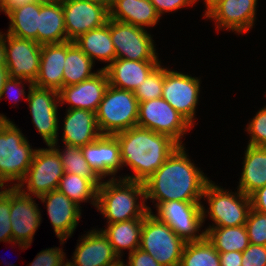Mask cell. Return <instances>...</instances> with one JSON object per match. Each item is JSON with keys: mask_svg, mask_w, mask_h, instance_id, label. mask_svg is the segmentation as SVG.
<instances>
[{"mask_svg": "<svg viewBox=\"0 0 266 266\" xmlns=\"http://www.w3.org/2000/svg\"><path fill=\"white\" fill-rule=\"evenodd\" d=\"M164 83V67L159 63L146 77L134 92L138 102H146L156 98H162Z\"/></svg>", "mask_w": 266, "mask_h": 266, "instance_id": "36", "label": "cell"}, {"mask_svg": "<svg viewBox=\"0 0 266 266\" xmlns=\"http://www.w3.org/2000/svg\"><path fill=\"white\" fill-rule=\"evenodd\" d=\"M29 1L33 0H0V11H4L5 13L8 9L25 4Z\"/></svg>", "mask_w": 266, "mask_h": 266, "instance_id": "47", "label": "cell"}, {"mask_svg": "<svg viewBox=\"0 0 266 266\" xmlns=\"http://www.w3.org/2000/svg\"><path fill=\"white\" fill-rule=\"evenodd\" d=\"M64 258L62 248H48L38 253L29 266H61L65 261Z\"/></svg>", "mask_w": 266, "mask_h": 266, "instance_id": "40", "label": "cell"}, {"mask_svg": "<svg viewBox=\"0 0 266 266\" xmlns=\"http://www.w3.org/2000/svg\"><path fill=\"white\" fill-rule=\"evenodd\" d=\"M75 249L72 264L74 266H119L123 260L115 253L108 238L100 230H91L80 238Z\"/></svg>", "mask_w": 266, "mask_h": 266, "instance_id": "19", "label": "cell"}, {"mask_svg": "<svg viewBox=\"0 0 266 266\" xmlns=\"http://www.w3.org/2000/svg\"><path fill=\"white\" fill-rule=\"evenodd\" d=\"M0 119L9 120V119H7L6 116H4V115H2V114H0Z\"/></svg>", "mask_w": 266, "mask_h": 266, "instance_id": "54", "label": "cell"}, {"mask_svg": "<svg viewBox=\"0 0 266 266\" xmlns=\"http://www.w3.org/2000/svg\"><path fill=\"white\" fill-rule=\"evenodd\" d=\"M200 79L164 68L162 98L194 126Z\"/></svg>", "mask_w": 266, "mask_h": 266, "instance_id": "15", "label": "cell"}, {"mask_svg": "<svg viewBox=\"0 0 266 266\" xmlns=\"http://www.w3.org/2000/svg\"><path fill=\"white\" fill-rule=\"evenodd\" d=\"M0 67H6L4 42L1 37H0Z\"/></svg>", "mask_w": 266, "mask_h": 266, "instance_id": "50", "label": "cell"}, {"mask_svg": "<svg viewBox=\"0 0 266 266\" xmlns=\"http://www.w3.org/2000/svg\"><path fill=\"white\" fill-rule=\"evenodd\" d=\"M245 228L250 244L266 246V214L251 209Z\"/></svg>", "mask_w": 266, "mask_h": 266, "instance_id": "37", "label": "cell"}, {"mask_svg": "<svg viewBox=\"0 0 266 266\" xmlns=\"http://www.w3.org/2000/svg\"><path fill=\"white\" fill-rule=\"evenodd\" d=\"M97 189L89 179L66 172L58 185V190L79 207L81 202H87L89 199L91 204L96 207Z\"/></svg>", "mask_w": 266, "mask_h": 266, "instance_id": "33", "label": "cell"}, {"mask_svg": "<svg viewBox=\"0 0 266 266\" xmlns=\"http://www.w3.org/2000/svg\"><path fill=\"white\" fill-rule=\"evenodd\" d=\"M12 121L0 119V188L6 182L18 186L25 178L36 149Z\"/></svg>", "mask_w": 266, "mask_h": 266, "instance_id": "4", "label": "cell"}, {"mask_svg": "<svg viewBox=\"0 0 266 266\" xmlns=\"http://www.w3.org/2000/svg\"><path fill=\"white\" fill-rule=\"evenodd\" d=\"M62 142L83 147L100 135L96 113L87 109H68L63 126Z\"/></svg>", "mask_w": 266, "mask_h": 266, "instance_id": "23", "label": "cell"}, {"mask_svg": "<svg viewBox=\"0 0 266 266\" xmlns=\"http://www.w3.org/2000/svg\"><path fill=\"white\" fill-rule=\"evenodd\" d=\"M9 78V74L6 67H0V98H1V92L3 89V85L5 84V81Z\"/></svg>", "mask_w": 266, "mask_h": 266, "instance_id": "48", "label": "cell"}, {"mask_svg": "<svg viewBox=\"0 0 266 266\" xmlns=\"http://www.w3.org/2000/svg\"><path fill=\"white\" fill-rule=\"evenodd\" d=\"M109 86L104 69L78 84L64 86L59 91V102L70 104L69 109H87L97 112L100 102Z\"/></svg>", "mask_w": 266, "mask_h": 266, "instance_id": "18", "label": "cell"}, {"mask_svg": "<svg viewBox=\"0 0 266 266\" xmlns=\"http://www.w3.org/2000/svg\"><path fill=\"white\" fill-rule=\"evenodd\" d=\"M0 190V242L12 243L10 221L11 195L1 187ZM4 189V190H3Z\"/></svg>", "mask_w": 266, "mask_h": 266, "instance_id": "39", "label": "cell"}, {"mask_svg": "<svg viewBox=\"0 0 266 266\" xmlns=\"http://www.w3.org/2000/svg\"><path fill=\"white\" fill-rule=\"evenodd\" d=\"M5 190L11 195L10 221L12 242L22 249H27L41 222L40 209L32 195L24 193L18 186L12 185Z\"/></svg>", "mask_w": 266, "mask_h": 266, "instance_id": "13", "label": "cell"}, {"mask_svg": "<svg viewBox=\"0 0 266 266\" xmlns=\"http://www.w3.org/2000/svg\"><path fill=\"white\" fill-rule=\"evenodd\" d=\"M211 180L205 187L203 198L209 204V218L215 225L209 227H235L245 225L252 209L250 196L239 189L236 193L229 192L212 183ZM237 195V196H236Z\"/></svg>", "mask_w": 266, "mask_h": 266, "instance_id": "7", "label": "cell"}, {"mask_svg": "<svg viewBox=\"0 0 266 266\" xmlns=\"http://www.w3.org/2000/svg\"><path fill=\"white\" fill-rule=\"evenodd\" d=\"M57 144L56 142L50 146L58 153L65 172L87 178L98 188L102 180L86 162L81 147L65 144L64 151L60 152L61 149L56 146Z\"/></svg>", "mask_w": 266, "mask_h": 266, "instance_id": "34", "label": "cell"}, {"mask_svg": "<svg viewBox=\"0 0 266 266\" xmlns=\"http://www.w3.org/2000/svg\"><path fill=\"white\" fill-rule=\"evenodd\" d=\"M128 256V264L122 262L123 266H162L154 257L140 248L136 249Z\"/></svg>", "mask_w": 266, "mask_h": 266, "instance_id": "43", "label": "cell"}, {"mask_svg": "<svg viewBox=\"0 0 266 266\" xmlns=\"http://www.w3.org/2000/svg\"><path fill=\"white\" fill-rule=\"evenodd\" d=\"M243 161L238 189L250 196L266 185V147L247 145Z\"/></svg>", "mask_w": 266, "mask_h": 266, "instance_id": "28", "label": "cell"}, {"mask_svg": "<svg viewBox=\"0 0 266 266\" xmlns=\"http://www.w3.org/2000/svg\"><path fill=\"white\" fill-rule=\"evenodd\" d=\"M137 126L170 136L179 145L191 124L163 98L139 102Z\"/></svg>", "mask_w": 266, "mask_h": 266, "instance_id": "9", "label": "cell"}, {"mask_svg": "<svg viewBox=\"0 0 266 266\" xmlns=\"http://www.w3.org/2000/svg\"><path fill=\"white\" fill-rule=\"evenodd\" d=\"M23 79H16V78H8L5 81V84L3 85V89L1 92V98L3 97V95L7 94L8 97H11V93H13V91L15 92V95L12 97L14 99L15 102H17L19 100V98L17 96H23L26 97V93H25V89L23 88L24 86H22V81ZM22 87V88H17V87ZM17 88V90H16ZM11 92V93H10ZM17 94V95H16Z\"/></svg>", "mask_w": 266, "mask_h": 266, "instance_id": "44", "label": "cell"}, {"mask_svg": "<svg viewBox=\"0 0 266 266\" xmlns=\"http://www.w3.org/2000/svg\"><path fill=\"white\" fill-rule=\"evenodd\" d=\"M251 207L257 212L266 214V185L250 195Z\"/></svg>", "mask_w": 266, "mask_h": 266, "instance_id": "45", "label": "cell"}, {"mask_svg": "<svg viewBox=\"0 0 266 266\" xmlns=\"http://www.w3.org/2000/svg\"><path fill=\"white\" fill-rule=\"evenodd\" d=\"M94 63V59L108 64L116 59V52L110 35V18L107 23L82 34L73 41Z\"/></svg>", "mask_w": 266, "mask_h": 266, "instance_id": "27", "label": "cell"}, {"mask_svg": "<svg viewBox=\"0 0 266 266\" xmlns=\"http://www.w3.org/2000/svg\"><path fill=\"white\" fill-rule=\"evenodd\" d=\"M61 266H74V265L69 260V261L64 262Z\"/></svg>", "mask_w": 266, "mask_h": 266, "instance_id": "52", "label": "cell"}, {"mask_svg": "<svg viewBox=\"0 0 266 266\" xmlns=\"http://www.w3.org/2000/svg\"><path fill=\"white\" fill-rule=\"evenodd\" d=\"M42 203H46L47 212L60 244H64L78 225L81 210L72 200L58 189L50 191L40 197Z\"/></svg>", "mask_w": 266, "mask_h": 266, "instance_id": "21", "label": "cell"}, {"mask_svg": "<svg viewBox=\"0 0 266 266\" xmlns=\"http://www.w3.org/2000/svg\"><path fill=\"white\" fill-rule=\"evenodd\" d=\"M109 18L137 27H152L160 15L150 0H113Z\"/></svg>", "mask_w": 266, "mask_h": 266, "instance_id": "26", "label": "cell"}, {"mask_svg": "<svg viewBox=\"0 0 266 266\" xmlns=\"http://www.w3.org/2000/svg\"><path fill=\"white\" fill-rule=\"evenodd\" d=\"M179 266H221L219 252L206 237L186 242Z\"/></svg>", "mask_w": 266, "mask_h": 266, "instance_id": "35", "label": "cell"}, {"mask_svg": "<svg viewBox=\"0 0 266 266\" xmlns=\"http://www.w3.org/2000/svg\"><path fill=\"white\" fill-rule=\"evenodd\" d=\"M68 41L103 26L109 19V11L85 0H61Z\"/></svg>", "mask_w": 266, "mask_h": 266, "instance_id": "17", "label": "cell"}, {"mask_svg": "<svg viewBox=\"0 0 266 266\" xmlns=\"http://www.w3.org/2000/svg\"><path fill=\"white\" fill-rule=\"evenodd\" d=\"M40 13V0L8 9L5 14L10 19L8 34L37 42V28Z\"/></svg>", "mask_w": 266, "mask_h": 266, "instance_id": "29", "label": "cell"}, {"mask_svg": "<svg viewBox=\"0 0 266 266\" xmlns=\"http://www.w3.org/2000/svg\"><path fill=\"white\" fill-rule=\"evenodd\" d=\"M207 176L189 159L184 145H179L148 179L144 181L145 199L201 203Z\"/></svg>", "mask_w": 266, "mask_h": 266, "instance_id": "1", "label": "cell"}, {"mask_svg": "<svg viewBox=\"0 0 266 266\" xmlns=\"http://www.w3.org/2000/svg\"><path fill=\"white\" fill-rule=\"evenodd\" d=\"M48 147L36 149L27 174L18 185L24 193L33 194L36 198L58 189L60 179L65 174L58 153L50 145ZM24 185L29 193L24 190Z\"/></svg>", "mask_w": 266, "mask_h": 266, "instance_id": "10", "label": "cell"}, {"mask_svg": "<svg viewBox=\"0 0 266 266\" xmlns=\"http://www.w3.org/2000/svg\"><path fill=\"white\" fill-rule=\"evenodd\" d=\"M110 35L116 58L134 61H159L154 40L146 29L110 19Z\"/></svg>", "mask_w": 266, "mask_h": 266, "instance_id": "12", "label": "cell"}, {"mask_svg": "<svg viewBox=\"0 0 266 266\" xmlns=\"http://www.w3.org/2000/svg\"><path fill=\"white\" fill-rule=\"evenodd\" d=\"M186 242L153 212L143 218L140 249L162 266H179Z\"/></svg>", "mask_w": 266, "mask_h": 266, "instance_id": "6", "label": "cell"}, {"mask_svg": "<svg viewBox=\"0 0 266 266\" xmlns=\"http://www.w3.org/2000/svg\"><path fill=\"white\" fill-rule=\"evenodd\" d=\"M143 218H134L128 221L108 223L103 234L108 238L119 258L122 251L129 250V254L140 248Z\"/></svg>", "mask_w": 266, "mask_h": 266, "instance_id": "30", "label": "cell"}, {"mask_svg": "<svg viewBox=\"0 0 266 266\" xmlns=\"http://www.w3.org/2000/svg\"><path fill=\"white\" fill-rule=\"evenodd\" d=\"M65 59L66 41L42 45L39 74L33 85L59 91L63 87Z\"/></svg>", "mask_w": 266, "mask_h": 266, "instance_id": "24", "label": "cell"}, {"mask_svg": "<svg viewBox=\"0 0 266 266\" xmlns=\"http://www.w3.org/2000/svg\"><path fill=\"white\" fill-rule=\"evenodd\" d=\"M29 103L32 121L47 146L58 142L59 94L54 89L29 85L26 99Z\"/></svg>", "mask_w": 266, "mask_h": 266, "instance_id": "14", "label": "cell"}, {"mask_svg": "<svg viewBox=\"0 0 266 266\" xmlns=\"http://www.w3.org/2000/svg\"><path fill=\"white\" fill-rule=\"evenodd\" d=\"M156 208L157 215H153L166 223L185 242L199 241L205 237V231L198 233L207 217V211L201 203L172 200L161 202Z\"/></svg>", "mask_w": 266, "mask_h": 266, "instance_id": "8", "label": "cell"}, {"mask_svg": "<svg viewBox=\"0 0 266 266\" xmlns=\"http://www.w3.org/2000/svg\"><path fill=\"white\" fill-rule=\"evenodd\" d=\"M94 4H98L100 6L105 7L108 11H110L113 0H85Z\"/></svg>", "mask_w": 266, "mask_h": 266, "instance_id": "49", "label": "cell"}, {"mask_svg": "<svg viewBox=\"0 0 266 266\" xmlns=\"http://www.w3.org/2000/svg\"><path fill=\"white\" fill-rule=\"evenodd\" d=\"M221 266H242V252H219Z\"/></svg>", "mask_w": 266, "mask_h": 266, "instance_id": "46", "label": "cell"}, {"mask_svg": "<svg viewBox=\"0 0 266 266\" xmlns=\"http://www.w3.org/2000/svg\"><path fill=\"white\" fill-rule=\"evenodd\" d=\"M114 136L119 141L122 167L129 166L135 173L122 178L134 181L148 179L179 146L170 136L138 126Z\"/></svg>", "mask_w": 266, "mask_h": 266, "instance_id": "2", "label": "cell"}, {"mask_svg": "<svg viewBox=\"0 0 266 266\" xmlns=\"http://www.w3.org/2000/svg\"><path fill=\"white\" fill-rule=\"evenodd\" d=\"M160 61H134L116 58L104 70L109 85L123 90L135 91L145 81Z\"/></svg>", "mask_w": 266, "mask_h": 266, "instance_id": "22", "label": "cell"}, {"mask_svg": "<svg viewBox=\"0 0 266 266\" xmlns=\"http://www.w3.org/2000/svg\"><path fill=\"white\" fill-rule=\"evenodd\" d=\"M0 32L4 42L6 68L9 78L23 79L33 85L39 74L41 46L34 40ZM7 40V41H6Z\"/></svg>", "mask_w": 266, "mask_h": 266, "instance_id": "11", "label": "cell"}, {"mask_svg": "<svg viewBox=\"0 0 266 266\" xmlns=\"http://www.w3.org/2000/svg\"><path fill=\"white\" fill-rule=\"evenodd\" d=\"M141 197V203L137 200ZM144 182L116 178L101 181L97 189L96 208L108 220L107 223L144 218L151 208L145 205Z\"/></svg>", "mask_w": 266, "mask_h": 266, "instance_id": "3", "label": "cell"}, {"mask_svg": "<svg viewBox=\"0 0 266 266\" xmlns=\"http://www.w3.org/2000/svg\"><path fill=\"white\" fill-rule=\"evenodd\" d=\"M242 266H266V246H249L242 252Z\"/></svg>", "mask_w": 266, "mask_h": 266, "instance_id": "41", "label": "cell"}, {"mask_svg": "<svg viewBox=\"0 0 266 266\" xmlns=\"http://www.w3.org/2000/svg\"><path fill=\"white\" fill-rule=\"evenodd\" d=\"M40 1H43V2H56V1H60V0H40Z\"/></svg>", "mask_w": 266, "mask_h": 266, "instance_id": "53", "label": "cell"}, {"mask_svg": "<svg viewBox=\"0 0 266 266\" xmlns=\"http://www.w3.org/2000/svg\"><path fill=\"white\" fill-rule=\"evenodd\" d=\"M139 102L133 91L108 86L96 112L102 135H115L137 126Z\"/></svg>", "mask_w": 266, "mask_h": 266, "instance_id": "5", "label": "cell"}, {"mask_svg": "<svg viewBox=\"0 0 266 266\" xmlns=\"http://www.w3.org/2000/svg\"><path fill=\"white\" fill-rule=\"evenodd\" d=\"M68 41L62 2L40 1L37 43L40 45Z\"/></svg>", "mask_w": 266, "mask_h": 266, "instance_id": "25", "label": "cell"}, {"mask_svg": "<svg viewBox=\"0 0 266 266\" xmlns=\"http://www.w3.org/2000/svg\"><path fill=\"white\" fill-rule=\"evenodd\" d=\"M157 13L162 16L165 12H172L195 3L194 0H150Z\"/></svg>", "mask_w": 266, "mask_h": 266, "instance_id": "42", "label": "cell"}, {"mask_svg": "<svg viewBox=\"0 0 266 266\" xmlns=\"http://www.w3.org/2000/svg\"><path fill=\"white\" fill-rule=\"evenodd\" d=\"M81 150L86 162L101 180L109 175L114 178L122 168L119 141L114 135L101 134L94 142L81 147Z\"/></svg>", "mask_w": 266, "mask_h": 266, "instance_id": "20", "label": "cell"}, {"mask_svg": "<svg viewBox=\"0 0 266 266\" xmlns=\"http://www.w3.org/2000/svg\"><path fill=\"white\" fill-rule=\"evenodd\" d=\"M94 62L73 42L66 41V59L63 71V87L78 84L91 78Z\"/></svg>", "mask_w": 266, "mask_h": 266, "instance_id": "31", "label": "cell"}, {"mask_svg": "<svg viewBox=\"0 0 266 266\" xmlns=\"http://www.w3.org/2000/svg\"><path fill=\"white\" fill-rule=\"evenodd\" d=\"M249 133V146L266 147V106L253 117L246 129Z\"/></svg>", "mask_w": 266, "mask_h": 266, "instance_id": "38", "label": "cell"}, {"mask_svg": "<svg viewBox=\"0 0 266 266\" xmlns=\"http://www.w3.org/2000/svg\"><path fill=\"white\" fill-rule=\"evenodd\" d=\"M257 1L217 0L204 12L205 17L215 20L219 30L225 28L239 34L246 33L254 25Z\"/></svg>", "mask_w": 266, "mask_h": 266, "instance_id": "16", "label": "cell"}, {"mask_svg": "<svg viewBox=\"0 0 266 266\" xmlns=\"http://www.w3.org/2000/svg\"><path fill=\"white\" fill-rule=\"evenodd\" d=\"M195 1V3H197L196 1H198V0H194ZM205 2V4H206V9H208L210 6H212L217 0H204Z\"/></svg>", "mask_w": 266, "mask_h": 266, "instance_id": "51", "label": "cell"}, {"mask_svg": "<svg viewBox=\"0 0 266 266\" xmlns=\"http://www.w3.org/2000/svg\"><path fill=\"white\" fill-rule=\"evenodd\" d=\"M205 237L218 252H243L250 244L245 225L208 227Z\"/></svg>", "mask_w": 266, "mask_h": 266, "instance_id": "32", "label": "cell"}]
</instances>
